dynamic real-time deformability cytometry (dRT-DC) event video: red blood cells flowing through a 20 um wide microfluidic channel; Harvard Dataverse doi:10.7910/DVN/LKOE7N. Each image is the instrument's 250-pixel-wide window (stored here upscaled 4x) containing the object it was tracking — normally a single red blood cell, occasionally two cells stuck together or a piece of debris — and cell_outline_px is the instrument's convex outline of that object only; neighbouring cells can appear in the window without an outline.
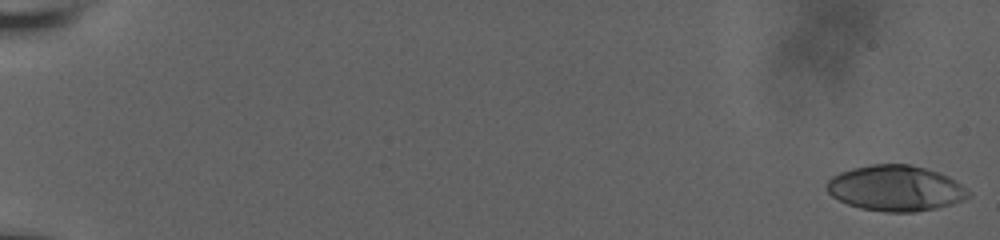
{"species": "human", "species_latin": "Homo sapiens", "temperature_condition": "room temperature", "stored_images_in_passage": 22, "camera_frame_rate_fps": 3000, "um_per_image_px": 0.085, "donor": {"sex": "male"}, "frame": {"image": 1, "passage_image": 1, "time_ms": 0.0, "image_size_px": [1000, 240], "cell_outline_px": [[972, 196], [964, 200], [952, 204], [936, 208], [912, 212], [884, 212], [860, 208], [848, 204], [832, 196], [828, 192], [828, 180], [832, 176], [840, 172], [852, 168], [872, 164], [908, 164], [940, 172], [948, 176], [972, 192]], "centroid_in_image_um": [76.16, 16.0], "position_along_channel_um": 8.8, "area_um2": 37.69}}
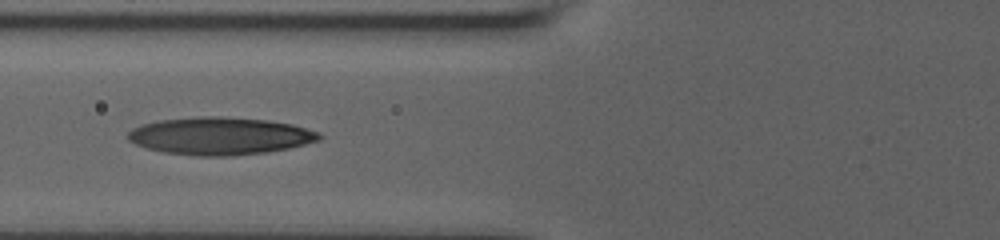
{"frame": {"image": 2, "passage_image": 16, "time_ms": 8.333, "image_size_px": [1000, 240], "cell_outline_px": [[324, 136], [320, 140], [288, 148], [268, 152], [232, 156], [196, 156], [164, 152], [148, 148], [136, 144], [128, 140], [128, 132], [132, 128], [144, 124], [160, 120], [200, 116], [220, 116], [268, 120], [292, 124], [320, 132]], "centroid_in_image_um": [18.73, 11.56], "position_along_channel_um": 107.1, "area_um2": 41.91}}
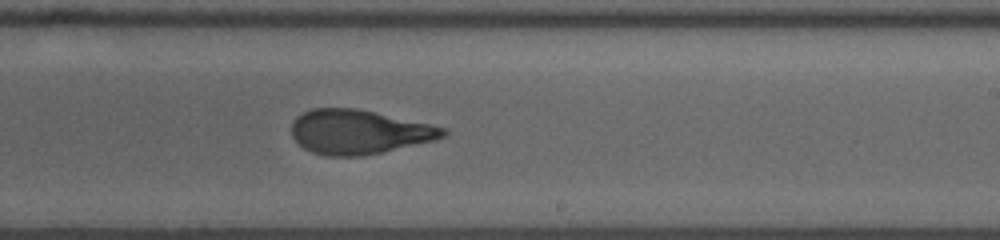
{"frame": {"image": 3, "passage_image": 22, "time_ms": 12.333, "image_size_px": [1000, 240], "cell_outline_px": [[448, 132], [444, 136], [432, 140], [380, 152], [360, 156], [324, 156], [312, 152], [304, 148], [292, 136], [292, 120], [296, 116], [312, 108], [356, 108], [448, 128]], "centroid_in_image_um": [30.46, 11.2], "position_along_channel_um": 258.5, "area_um2": 38.73}}